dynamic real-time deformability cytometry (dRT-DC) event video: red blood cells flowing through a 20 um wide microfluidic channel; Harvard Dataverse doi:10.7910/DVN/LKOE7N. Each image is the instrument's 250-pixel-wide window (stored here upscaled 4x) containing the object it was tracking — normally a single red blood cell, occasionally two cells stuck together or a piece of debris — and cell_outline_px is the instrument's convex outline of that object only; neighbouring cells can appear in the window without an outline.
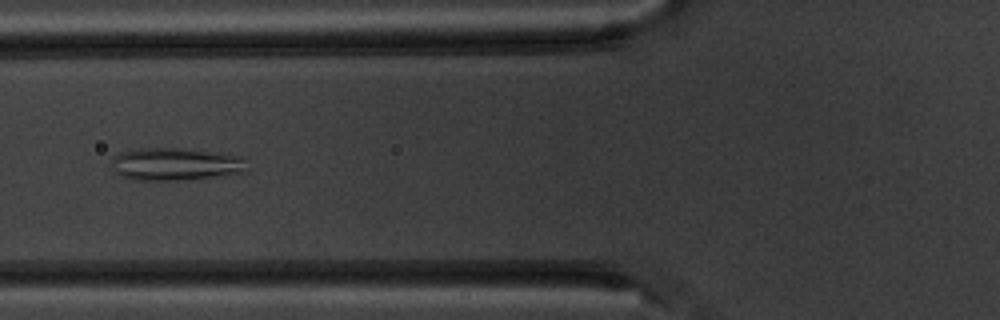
{"species": "common noctule bat (a hibernating species)", "species_latin": "Nyctalus noctula", "temperature_condition": "warm", "stored_images_in_passage": 6, "camera_frame_rate_fps": 3000, "um_per_image_px": 0.085, "animal": {"sex": "male", "body_mass_g": 20.1, "forearm_length_mm": 53.5}, "frame": {"image": 1, "passage_image": 6, "time_ms": 7.0, "image_size_px": [1000, 320], "cell_outline_px": [[248, 172], [176, 180], [132, 180], [120, 176], [116, 172], [112, 164], [112, 160], [120, 152], [140, 148], [180, 148], [244, 156]], "centroid_in_image_um": [14.93, 13.95], "position_along_channel_um": 110.9, "area_um2": 25.61}}